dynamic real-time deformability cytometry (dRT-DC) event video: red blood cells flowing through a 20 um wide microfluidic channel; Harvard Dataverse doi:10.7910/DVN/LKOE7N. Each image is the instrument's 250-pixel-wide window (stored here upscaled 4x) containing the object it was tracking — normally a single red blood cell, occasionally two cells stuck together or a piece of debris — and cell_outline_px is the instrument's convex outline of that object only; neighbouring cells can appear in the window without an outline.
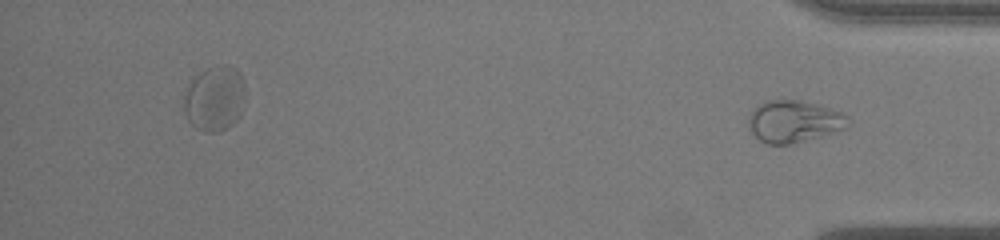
{"species": "common noctule bat (a hibernating species)", "species_latin": "Nyctalus noctula", "temperature_condition": "warm", "stored_images_in_passage": 38, "segment_of_instrument_passage": [2, 2], "camera_frame_rate_fps": 3000, "um_per_image_px": 0.085, "animal": {"sex": "male", "body_mass_g": 19.0, "forearm_length_mm": 50.8}, "frame": {"image": 1, "passage_image": 38, "time_ms": 12.333, "image_size_px": [1000, 240], "cell_outline_px": [[852, 120], [848, 128], [792, 144], [764, 144], [752, 132], [748, 124], [748, 116], [756, 104], [764, 100], [800, 100], [816, 104], [844, 112]], "centroid_in_image_um": [67.51, 10.31], "position_along_channel_um": 367.7, "area_um2": 24.8}}